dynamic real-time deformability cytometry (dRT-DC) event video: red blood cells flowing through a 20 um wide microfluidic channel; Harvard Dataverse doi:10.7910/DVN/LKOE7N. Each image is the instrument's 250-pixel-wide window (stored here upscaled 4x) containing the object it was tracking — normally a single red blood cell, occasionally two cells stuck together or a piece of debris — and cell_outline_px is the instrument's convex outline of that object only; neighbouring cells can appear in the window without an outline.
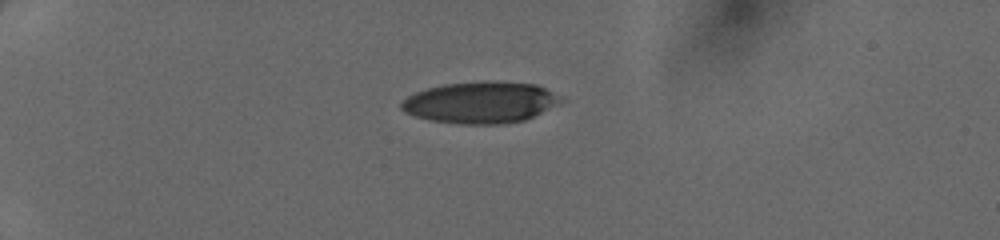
{"species": "human", "species_latin": "Homo sapiens", "temperature_condition": "cold", "stored_images_in_passage": 27, "camera_frame_rate_fps": 3000, "um_per_image_px": 0.085, "donor": {"sex": "female"}, "frame": {"image": 1, "passage_image": 1, "time_ms": 0.0, "image_size_px": [1000, 240], "cell_outline_px": [[564, 100], [524, 120], [500, 124], [460, 124], [428, 120], [404, 112], [400, 108], [400, 100], [416, 92], [428, 88], [444, 84], [484, 80], [496, 80], [536, 84], [564, 96]], "centroid_in_image_um": [40.83, 8.69], "position_along_channel_um": 44.2, "area_um2": 38.9}}
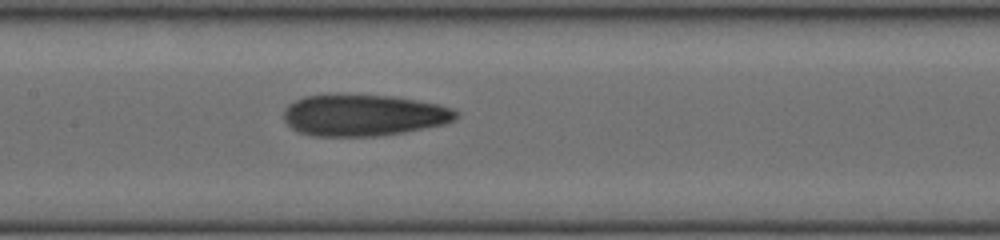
{"frame": {"image": 2, "passage_image": 10, "time_ms": 3.0, "image_size_px": [1000, 240], "cell_outline_px": [[460, 116], [456, 120], [444, 124], [404, 132], [376, 136], [312, 136], [300, 132], [292, 128], [284, 120], [284, 108], [288, 104], [304, 96], [392, 96], [416, 100], [436, 104], [452, 108], [460, 112]], "centroid_in_image_um": [30.94, 9.81], "position_along_channel_um": 176.5, "area_um2": 41.27}}
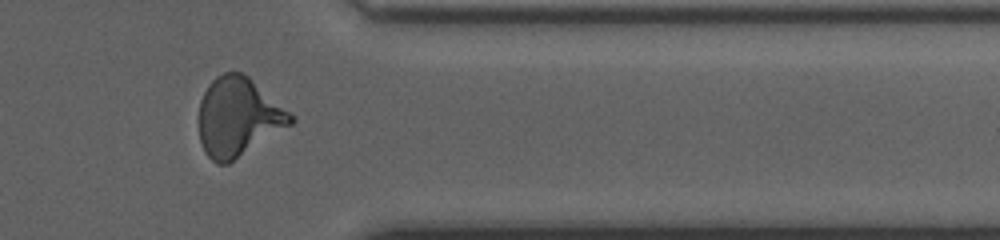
{"frame": {"image": 3, "passage_image": 20, "time_ms": 6.333, "image_size_px": [1000, 240], "cell_outline_px": [[296, 120], [292, 124], [228, 164], [216, 164], [204, 152], [200, 140], [200, 100], [208, 84], [216, 76], [224, 72], [240, 72], [248, 76], [296, 116]], "centroid_in_image_um": [20.27, 9.94], "position_along_channel_um": 391.1, "area_um2": 42.14}}